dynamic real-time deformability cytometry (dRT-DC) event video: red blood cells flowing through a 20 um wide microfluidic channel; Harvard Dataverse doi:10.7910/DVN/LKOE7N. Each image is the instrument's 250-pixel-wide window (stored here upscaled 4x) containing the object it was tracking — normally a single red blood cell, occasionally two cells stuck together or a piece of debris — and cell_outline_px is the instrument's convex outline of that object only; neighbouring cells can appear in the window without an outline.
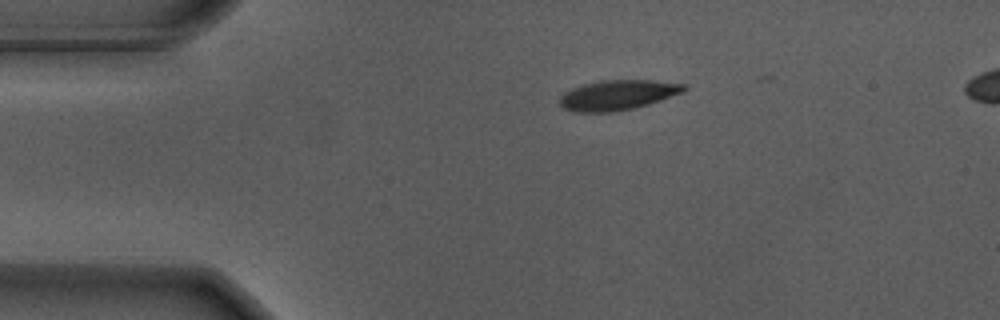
{"species": "Egyptian fruit bat (a non-hibernating species)", "species_latin": "Rousettus aegyptiacus", "temperature_condition": "warm", "stored_images_in_passage": 43, "camera_frame_rate_fps": 3000, "um_per_image_px": 0.085, "animal": {"sex": "male"}, "frame": {"image": 1, "passage_image": 1, "time_ms": 0.0, "image_size_px": [1000, 320], "cell_outline_px": [[688, 88], [684, 92], [648, 104], [632, 108], [612, 112], [576, 112], [564, 108], [560, 104], [560, 96], [564, 92], [572, 88], [584, 84], [600, 80], [652, 80], [688, 84]], "centroid_in_image_um": [52.53, 8.06], "position_along_channel_um": 32.5, "area_um2": 21.73}}
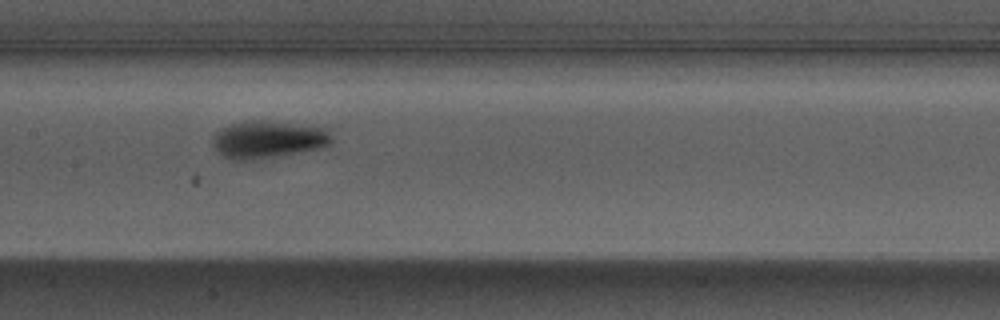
{"frame": {"image": 2, "passage_image": 17, "time_ms": 5.333, "image_size_px": [1000, 320], "cell_outline_px": [[332, 140], [328, 144], [316, 148], [260, 160], [232, 160], [216, 152], [212, 144], [212, 136], [220, 128], [244, 120], [264, 120], [328, 128], [332, 136]], "centroid_in_image_um": [22.72, 11.85], "position_along_channel_um": 184.7, "area_um2": 26.13}}
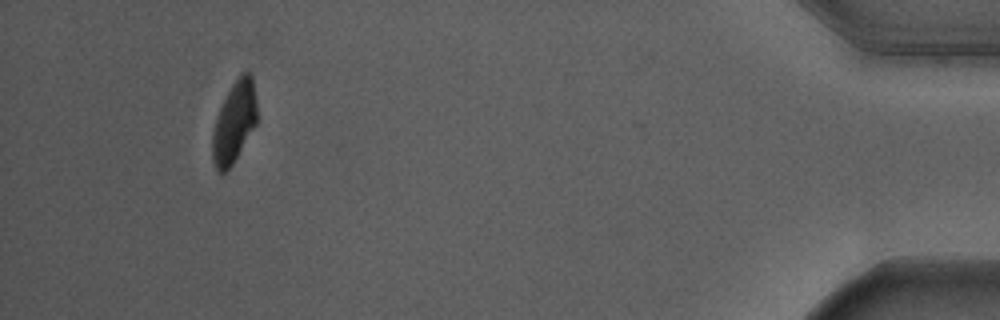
{"frame": {"image": 3, "passage_image": 42, "time_ms": 13.667, "image_size_px": [1000, 320], "cell_outline_px": [[256, 124], [232, 164], [224, 172], [220, 172], [216, 168], [212, 160], [212, 136], [216, 120], [220, 108], [232, 84], [240, 72], [248, 68], [252, 72], [256, 100]], "centroid_in_image_um": [19.93, 10.3], "position_along_channel_um": 415.3, "area_um2": 20.92}, "authors_computed_cell_mechanics": {"area_um2": 23.8136, "velocity_mm_per_s": 3.6646, "shape_relaxation_time_tau1_ms": 1.9999, "shape_relaxation_time_tau2_ms": 0.6444, "deformation_change_tau1": 0.1822, "deformation_change_tau2": 0.0475}}